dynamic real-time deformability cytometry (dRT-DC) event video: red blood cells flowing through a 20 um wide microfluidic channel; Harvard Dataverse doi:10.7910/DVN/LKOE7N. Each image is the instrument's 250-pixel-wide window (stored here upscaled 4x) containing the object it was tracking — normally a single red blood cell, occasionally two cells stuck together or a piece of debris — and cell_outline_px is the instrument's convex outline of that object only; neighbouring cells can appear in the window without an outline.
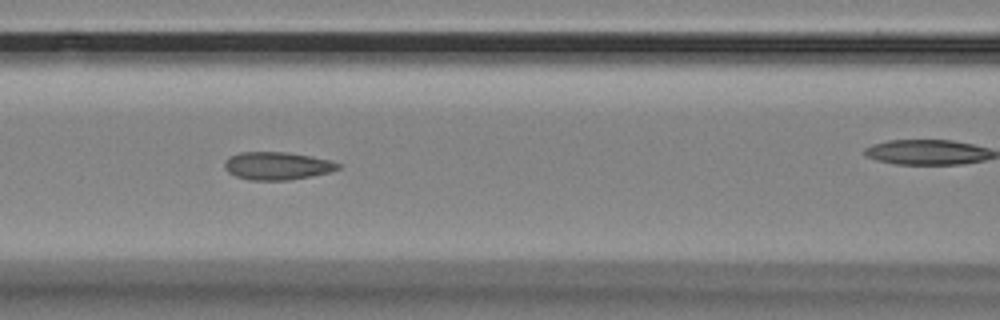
{"species": "Egyptian fruit bat (a non-hibernating species)", "species_latin": "Rousettus aegyptiacus", "temperature_condition": "room temperature", "stored_images_in_passage": 32, "camera_frame_rate_fps": 3000, "um_per_image_px": 0.085, "animal": {"sex": "female"}, "frame": {"image": 1, "passage_image": 10, "time_ms": 3.0, "image_size_px": [1000, 320], "cell_outline_px": [[340, 168], [328, 172], [312, 176], [288, 180], [248, 180], [236, 176], [228, 172], [224, 168], [224, 164], [228, 156], [240, 152], [284, 152], [312, 156], [328, 160], [340, 164]], "centroid_in_image_um": [23.52, 14.09], "position_along_channel_um": 143.1, "area_um2": 18.38}}
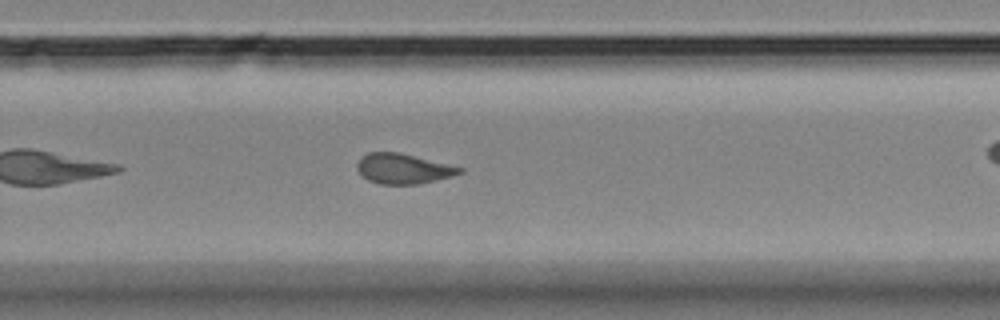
{"frame": {"image": 2, "passage_image": 23, "time_ms": 7.333, "image_size_px": [1000, 320], "cell_outline_px": [[464, 172], [452, 176], [420, 184], [380, 184], [368, 180], [356, 168], [356, 164], [368, 152], [400, 152], [464, 168]], "centroid_in_image_um": [34.3, 14.34], "position_along_channel_um": 295.5, "area_um2": 17.92}}